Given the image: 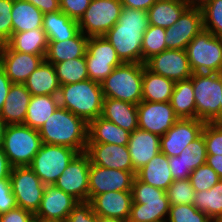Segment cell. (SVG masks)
Masks as SVG:
<instances>
[{
	"label": "cell",
	"mask_w": 222,
	"mask_h": 222,
	"mask_svg": "<svg viewBox=\"0 0 222 222\" xmlns=\"http://www.w3.org/2000/svg\"><path fill=\"white\" fill-rule=\"evenodd\" d=\"M148 25L146 11L123 6L118 22L103 36L123 63L143 64L142 39Z\"/></svg>",
	"instance_id": "1"
},
{
	"label": "cell",
	"mask_w": 222,
	"mask_h": 222,
	"mask_svg": "<svg viewBox=\"0 0 222 222\" xmlns=\"http://www.w3.org/2000/svg\"><path fill=\"white\" fill-rule=\"evenodd\" d=\"M39 134L42 143L67 146L83 153L88 143V123L59 106L39 129Z\"/></svg>",
	"instance_id": "2"
},
{
	"label": "cell",
	"mask_w": 222,
	"mask_h": 222,
	"mask_svg": "<svg viewBox=\"0 0 222 222\" xmlns=\"http://www.w3.org/2000/svg\"><path fill=\"white\" fill-rule=\"evenodd\" d=\"M58 100L60 107L66 108L89 123L101 116L104 95L101 83L86 79L61 85Z\"/></svg>",
	"instance_id": "3"
},
{
	"label": "cell",
	"mask_w": 222,
	"mask_h": 222,
	"mask_svg": "<svg viewBox=\"0 0 222 222\" xmlns=\"http://www.w3.org/2000/svg\"><path fill=\"white\" fill-rule=\"evenodd\" d=\"M131 193L133 203L129 219L138 222H166L170 208L166 191L145 184L135 177Z\"/></svg>",
	"instance_id": "4"
},
{
	"label": "cell",
	"mask_w": 222,
	"mask_h": 222,
	"mask_svg": "<svg viewBox=\"0 0 222 222\" xmlns=\"http://www.w3.org/2000/svg\"><path fill=\"white\" fill-rule=\"evenodd\" d=\"M143 64L123 63L101 82L103 95L138 105L142 101Z\"/></svg>",
	"instance_id": "5"
},
{
	"label": "cell",
	"mask_w": 222,
	"mask_h": 222,
	"mask_svg": "<svg viewBox=\"0 0 222 222\" xmlns=\"http://www.w3.org/2000/svg\"><path fill=\"white\" fill-rule=\"evenodd\" d=\"M41 145L39 130L24 124L6 125L2 148L12 167L29 166Z\"/></svg>",
	"instance_id": "6"
},
{
	"label": "cell",
	"mask_w": 222,
	"mask_h": 222,
	"mask_svg": "<svg viewBox=\"0 0 222 222\" xmlns=\"http://www.w3.org/2000/svg\"><path fill=\"white\" fill-rule=\"evenodd\" d=\"M193 93L196 103V119L204 122H220L222 72L193 73Z\"/></svg>",
	"instance_id": "7"
},
{
	"label": "cell",
	"mask_w": 222,
	"mask_h": 222,
	"mask_svg": "<svg viewBox=\"0 0 222 222\" xmlns=\"http://www.w3.org/2000/svg\"><path fill=\"white\" fill-rule=\"evenodd\" d=\"M185 50L193 73L222 72V38L203 29Z\"/></svg>",
	"instance_id": "8"
},
{
	"label": "cell",
	"mask_w": 222,
	"mask_h": 222,
	"mask_svg": "<svg viewBox=\"0 0 222 222\" xmlns=\"http://www.w3.org/2000/svg\"><path fill=\"white\" fill-rule=\"evenodd\" d=\"M77 154L75 149L67 146L42 143L29 167L44 185H52Z\"/></svg>",
	"instance_id": "9"
},
{
	"label": "cell",
	"mask_w": 222,
	"mask_h": 222,
	"mask_svg": "<svg viewBox=\"0 0 222 222\" xmlns=\"http://www.w3.org/2000/svg\"><path fill=\"white\" fill-rule=\"evenodd\" d=\"M9 178L17 206L35 215L45 190L41 179L29 166L12 167Z\"/></svg>",
	"instance_id": "10"
},
{
	"label": "cell",
	"mask_w": 222,
	"mask_h": 222,
	"mask_svg": "<svg viewBox=\"0 0 222 222\" xmlns=\"http://www.w3.org/2000/svg\"><path fill=\"white\" fill-rule=\"evenodd\" d=\"M122 9L119 0H91L78 21L80 31L88 37L103 36L118 22Z\"/></svg>",
	"instance_id": "11"
},
{
	"label": "cell",
	"mask_w": 222,
	"mask_h": 222,
	"mask_svg": "<svg viewBox=\"0 0 222 222\" xmlns=\"http://www.w3.org/2000/svg\"><path fill=\"white\" fill-rule=\"evenodd\" d=\"M85 60L89 79L98 83H101L115 67L123 64L104 36L88 38Z\"/></svg>",
	"instance_id": "12"
},
{
	"label": "cell",
	"mask_w": 222,
	"mask_h": 222,
	"mask_svg": "<svg viewBox=\"0 0 222 222\" xmlns=\"http://www.w3.org/2000/svg\"><path fill=\"white\" fill-rule=\"evenodd\" d=\"M136 173V171H123L91 164L88 178V202L101 193L131 191Z\"/></svg>",
	"instance_id": "13"
},
{
	"label": "cell",
	"mask_w": 222,
	"mask_h": 222,
	"mask_svg": "<svg viewBox=\"0 0 222 222\" xmlns=\"http://www.w3.org/2000/svg\"><path fill=\"white\" fill-rule=\"evenodd\" d=\"M90 159L88 155L78 153L68 164L54 185L72 195L79 202L88 201Z\"/></svg>",
	"instance_id": "14"
},
{
	"label": "cell",
	"mask_w": 222,
	"mask_h": 222,
	"mask_svg": "<svg viewBox=\"0 0 222 222\" xmlns=\"http://www.w3.org/2000/svg\"><path fill=\"white\" fill-rule=\"evenodd\" d=\"M206 122L196 118H181L160 136V152L168 157L179 156L193 140L198 138Z\"/></svg>",
	"instance_id": "15"
},
{
	"label": "cell",
	"mask_w": 222,
	"mask_h": 222,
	"mask_svg": "<svg viewBox=\"0 0 222 222\" xmlns=\"http://www.w3.org/2000/svg\"><path fill=\"white\" fill-rule=\"evenodd\" d=\"M144 64L151 72L174 82L189 79L193 75L186 50L166 49L149 58Z\"/></svg>",
	"instance_id": "16"
},
{
	"label": "cell",
	"mask_w": 222,
	"mask_h": 222,
	"mask_svg": "<svg viewBox=\"0 0 222 222\" xmlns=\"http://www.w3.org/2000/svg\"><path fill=\"white\" fill-rule=\"evenodd\" d=\"M138 128L163 136L179 119L170 102L141 101L137 105Z\"/></svg>",
	"instance_id": "17"
},
{
	"label": "cell",
	"mask_w": 222,
	"mask_h": 222,
	"mask_svg": "<svg viewBox=\"0 0 222 222\" xmlns=\"http://www.w3.org/2000/svg\"><path fill=\"white\" fill-rule=\"evenodd\" d=\"M44 60L45 55L18 52L7 44L0 45V66L11 83L24 84Z\"/></svg>",
	"instance_id": "18"
},
{
	"label": "cell",
	"mask_w": 222,
	"mask_h": 222,
	"mask_svg": "<svg viewBox=\"0 0 222 222\" xmlns=\"http://www.w3.org/2000/svg\"><path fill=\"white\" fill-rule=\"evenodd\" d=\"M203 29L201 9L187 8L172 27L165 29L167 49L185 50L189 42Z\"/></svg>",
	"instance_id": "19"
},
{
	"label": "cell",
	"mask_w": 222,
	"mask_h": 222,
	"mask_svg": "<svg viewBox=\"0 0 222 222\" xmlns=\"http://www.w3.org/2000/svg\"><path fill=\"white\" fill-rule=\"evenodd\" d=\"M78 200L65 193L54 184L45 185L40 207L35 214V220L65 221Z\"/></svg>",
	"instance_id": "20"
},
{
	"label": "cell",
	"mask_w": 222,
	"mask_h": 222,
	"mask_svg": "<svg viewBox=\"0 0 222 222\" xmlns=\"http://www.w3.org/2000/svg\"><path fill=\"white\" fill-rule=\"evenodd\" d=\"M85 153L91 164L104 168L135 171L127 145L87 143Z\"/></svg>",
	"instance_id": "21"
},
{
	"label": "cell",
	"mask_w": 222,
	"mask_h": 222,
	"mask_svg": "<svg viewBox=\"0 0 222 222\" xmlns=\"http://www.w3.org/2000/svg\"><path fill=\"white\" fill-rule=\"evenodd\" d=\"M207 151L204 136L193 140L179 156L168 157L170 171L174 180L189 179L190 174L199 166L206 164Z\"/></svg>",
	"instance_id": "22"
},
{
	"label": "cell",
	"mask_w": 222,
	"mask_h": 222,
	"mask_svg": "<svg viewBox=\"0 0 222 222\" xmlns=\"http://www.w3.org/2000/svg\"><path fill=\"white\" fill-rule=\"evenodd\" d=\"M127 146L137 172L160 152V136L137 128L130 133Z\"/></svg>",
	"instance_id": "23"
},
{
	"label": "cell",
	"mask_w": 222,
	"mask_h": 222,
	"mask_svg": "<svg viewBox=\"0 0 222 222\" xmlns=\"http://www.w3.org/2000/svg\"><path fill=\"white\" fill-rule=\"evenodd\" d=\"M90 203L96 215L126 220L132 207L131 191H111L96 195Z\"/></svg>",
	"instance_id": "24"
},
{
	"label": "cell",
	"mask_w": 222,
	"mask_h": 222,
	"mask_svg": "<svg viewBox=\"0 0 222 222\" xmlns=\"http://www.w3.org/2000/svg\"><path fill=\"white\" fill-rule=\"evenodd\" d=\"M31 97L25 84L12 83L0 113V119L6 125L23 124Z\"/></svg>",
	"instance_id": "25"
},
{
	"label": "cell",
	"mask_w": 222,
	"mask_h": 222,
	"mask_svg": "<svg viewBox=\"0 0 222 222\" xmlns=\"http://www.w3.org/2000/svg\"><path fill=\"white\" fill-rule=\"evenodd\" d=\"M101 117L133 132L138 128L137 105L104 97Z\"/></svg>",
	"instance_id": "26"
},
{
	"label": "cell",
	"mask_w": 222,
	"mask_h": 222,
	"mask_svg": "<svg viewBox=\"0 0 222 222\" xmlns=\"http://www.w3.org/2000/svg\"><path fill=\"white\" fill-rule=\"evenodd\" d=\"M136 177L145 184L166 191L174 181L169 167L168 156L159 152L137 171Z\"/></svg>",
	"instance_id": "27"
},
{
	"label": "cell",
	"mask_w": 222,
	"mask_h": 222,
	"mask_svg": "<svg viewBox=\"0 0 222 222\" xmlns=\"http://www.w3.org/2000/svg\"><path fill=\"white\" fill-rule=\"evenodd\" d=\"M88 36L81 31L73 38L64 41H48L45 61L56 64L69 59L84 57Z\"/></svg>",
	"instance_id": "28"
},
{
	"label": "cell",
	"mask_w": 222,
	"mask_h": 222,
	"mask_svg": "<svg viewBox=\"0 0 222 222\" xmlns=\"http://www.w3.org/2000/svg\"><path fill=\"white\" fill-rule=\"evenodd\" d=\"M130 133L101 116L88 123V143L128 145Z\"/></svg>",
	"instance_id": "29"
},
{
	"label": "cell",
	"mask_w": 222,
	"mask_h": 222,
	"mask_svg": "<svg viewBox=\"0 0 222 222\" xmlns=\"http://www.w3.org/2000/svg\"><path fill=\"white\" fill-rule=\"evenodd\" d=\"M42 29L48 41H64L75 37L80 32L78 21L61 10L44 14Z\"/></svg>",
	"instance_id": "30"
},
{
	"label": "cell",
	"mask_w": 222,
	"mask_h": 222,
	"mask_svg": "<svg viewBox=\"0 0 222 222\" xmlns=\"http://www.w3.org/2000/svg\"><path fill=\"white\" fill-rule=\"evenodd\" d=\"M32 96L58 95L60 84L53 64L43 61L24 83Z\"/></svg>",
	"instance_id": "31"
},
{
	"label": "cell",
	"mask_w": 222,
	"mask_h": 222,
	"mask_svg": "<svg viewBox=\"0 0 222 222\" xmlns=\"http://www.w3.org/2000/svg\"><path fill=\"white\" fill-rule=\"evenodd\" d=\"M175 82L157 75L143 64L142 101L170 102Z\"/></svg>",
	"instance_id": "32"
},
{
	"label": "cell",
	"mask_w": 222,
	"mask_h": 222,
	"mask_svg": "<svg viewBox=\"0 0 222 222\" xmlns=\"http://www.w3.org/2000/svg\"><path fill=\"white\" fill-rule=\"evenodd\" d=\"M188 7L181 0H157L147 11L149 25L170 28Z\"/></svg>",
	"instance_id": "33"
},
{
	"label": "cell",
	"mask_w": 222,
	"mask_h": 222,
	"mask_svg": "<svg viewBox=\"0 0 222 222\" xmlns=\"http://www.w3.org/2000/svg\"><path fill=\"white\" fill-rule=\"evenodd\" d=\"M59 106L58 95L32 96L23 124L39 130Z\"/></svg>",
	"instance_id": "34"
},
{
	"label": "cell",
	"mask_w": 222,
	"mask_h": 222,
	"mask_svg": "<svg viewBox=\"0 0 222 222\" xmlns=\"http://www.w3.org/2000/svg\"><path fill=\"white\" fill-rule=\"evenodd\" d=\"M6 44L14 51L46 55L48 38L42 28H35L29 31L13 33Z\"/></svg>",
	"instance_id": "35"
},
{
	"label": "cell",
	"mask_w": 222,
	"mask_h": 222,
	"mask_svg": "<svg viewBox=\"0 0 222 222\" xmlns=\"http://www.w3.org/2000/svg\"><path fill=\"white\" fill-rule=\"evenodd\" d=\"M170 105L179 119L196 118V103L191 78L175 82Z\"/></svg>",
	"instance_id": "36"
},
{
	"label": "cell",
	"mask_w": 222,
	"mask_h": 222,
	"mask_svg": "<svg viewBox=\"0 0 222 222\" xmlns=\"http://www.w3.org/2000/svg\"><path fill=\"white\" fill-rule=\"evenodd\" d=\"M11 16L13 33L42 28L44 14L30 2L14 0Z\"/></svg>",
	"instance_id": "37"
},
{
	"label": "cell",
	"mask_w": 222,
	"mask_h": 222,
	"mask_svg": "<svg viewBox=\"0 0 222 222\" xmlns=\"http://www.w3.org/2000/svg\"><path fill=\"white\" fill-rule=\"evenodd\" d=\"M192 204L215 222L222 215V179L210 190L195 192Z\"/></svg>",
	"instance_id": "38"
},
{
	"label": "cell",
	"mask_w": 222,
	"mask_h": 222,
	"mask_svg": "<svg viewBox=\"0 0 222 222\" xmlns=\"http://www.w3.org/2000/svg\"><path fill=\"white\" fill-rule=\"evenodd\" d=\"M53 66L60 86L89 79L85 56L62 61Z\"/></svg>",
	"instance_id": "39"
},
{
	"label": "cell",
	"mask_w": 222,
	"mask_h": 222,
	"mask_svg": "<svg viewBox=\"0 0 222 222\" xmlns=\"http://www.w3.org/2000/svg\"><path fill=\"white\" fill-rule=\"evenodd\" d=\"M166 49L165 28L148 25L142 39L143 64Z\"/></svg>",
	"instance_id": "40"
},
{
	"label": "cell",
	"mask_w": 222,
	"mask_h": 222,
	"mask_svg": "<svg viewBox=\"0 0 222 222\" xmlns=\"http://www.w3.org/2000/svg\"><path fill=\"white\" fill-rule=\"evenodd\" d=\"M166 222H214L193 204L170 205Z\"/></svg>",
	"instance_id": "41"
},
{
	"label": "cell",
	"mask_w": 222,
	"mask_h": 222,
	"mask_svg": "<svg viewBox=\"0 0 222 222\" xmlns=\"http://www.w3.org/2000/svg\"><path fill=\"white\" fill-rule=\"evenodd\" d=\"M201 11L204 29L222 38V0H209Z\"/></svg>",
	"instance_id": "42"
},
{
	"label": "cell",
	"mask_w": 222,
	"mask_h": 222,
	"mask_svg": "<svg viewBox=\"0 0 222 222\" xmlns=\"http://www.w3.org/2000/svg\"><path fill=\"white\" fill-rule=\"evenodd\" d=\"M166 194L170 205L192 204L195 190L189 179L174 180L166 190Z\"/></svg>",
	"instance_id": "43"
},
{
	"label": "cell",
	"mask_w": 222,
	"mask_h": 222,
	"mask_svg": "<svg viewBox=\"0 0 222 222\" xmlns=\"http://www.w3.org/2000/svg\"><path fill=\"white\" fill-rule=\"evenodd\" d=\"M219 180L218 174L207 164L199 166L189 176L195 192L210 190Z\"/></svg>",
	"instance_id": "44"
},
{
	"label": "cell",
	"mask_w": 222,
	"mask_h": 222,
	"mask_svg": "<svg viewBox=\"0 0 222 222\" xmlns=\"http://www.w3.org/2000/svg\"><path fill=\"white\" fill-rule=\"evenodd\" d=\"M202 134L207 155H222V122H206Z\"/></svg>",
	"instance_id": "45"
},
{
	"label": "cell",
	"mask_w": 222,
	"mask_h": 222,
	"mask_svg": "<svg viewBox=\"0 0 222 222\" xmlns=\"http://www.w3.org/2000/svg\"><path fill=\"white\" fill-rule=\"evenodd\" d=\"M14 0H0V45L6 44L12 34V16L11 11Z\"/></svg>",
	"instance_id": "46"
},
{
	"label": "cell",
	"mask_w": 222,
	"mask_h": 222,
	"mask_svg": "<svg viewBox=\"0 0 222 222\" xmlns=\"http://www.w3.org/2000/svg\"><path fill=\"white\" fill-rule=\"evenodd\" d=\"M64 222H97L90 202H78Z\"/></svg>",
	"instance_id": "47"
},
{
	"label": "cell",
	"mask_w": 222,
	"mask_h": 222,
	"mask_svg": "<svg viewBox=\"0 0 222 222\" xmlns=\"http://www.w3.org/2000/svg\"><path fill=\"white\" fill-rule=\"evenodd\" d=\"M60 10L77 21L84 15L91 0H59Z\"/></svg>",
	"instance_id": "48"
},
{
	"label": "cell",
	"mask_w": 222,
	"mask_h": 222,
	"mask_svg": "<svg viewBox=\"0 0 222 222\" xmlns=\"http://www.w3.org/2000/svg\"><path fill=\"white\" fill-rule=\"evenodd\" d=\"M17 207L16 198L11 189L10 179L0 180V215Z\"/></svg>",
	"instance_id": "49"
},
{
	"label": "cell",
	"mask_w": 222,
	"mask_h": 222,
	"mask_svg": "<svg viewBox=\"0 0 222 222\" xmlns=\"http://www.w3.org/2000/svg\"><path fill=\"white\" fill-rule=\"evenodd\" d=\"M35 215L23 208L17 207L0 215V222H34Z\"/></svg>",
	"instance_id": "50"
},
{
	"label": "cell",
	"mask_w": 222,
	"mask_h": 222,
	"mask_svg": "<svg viewBox=\"0 0 222 222\" xmlns=\"http://www.w3.org/2000/svg\"><path fill=\"white\" fill-rule=\"evenodd\" d=\"M30 2L38 8L43 14L51 13L60 10L59 0H23Z\"/></svg>",
	"instance_id": "51"
},
{
	"label": "cell",
	"mask_w": 222,
	"mask_h": 222,
	"mask_svg": "<svg viewBox=\"0 0 222 222\" xmlns=\"http://www.w3.org/2000/svg\"><path fill=\"white\" fill-rule=\"evenodd\" d=\"M12 83L10 79L7 77L5 71L0 66V113L2 111L4 102L8 96L9 89Z\"/></svg>",
	"instance_id": "52"
},
{
	"label": "cell",
	"mask_w": 222,
	"mask_h": 222,
	"mask_svg": "<svg viewBox=\"0 0 222 222\" xmlns=\"http://www.w3.org/2000/svg\"><path fill=\"white\" fill-rule=\"evenodd\" d=\"M123 6L148 11L157 0H119Z\"/></svg>",
	"instance_id": "53"
},
{
	"label": "cell",
	"mask_w": 222,
	"mask_h": 222,
	"mask_svg": "<svg viewBox=\"0 0 222 222\" xmlns=\"http://www.w3.org/2000/svg\"><path fill=\"white\" fill-rule=\"evenodd\" d=\"M12 166L10 165L7 156L5 155L2 146L0 147V180L10 179Z\"/></svg>",
	"instance_id": "54"
},
{
	"label": "cell",
	"mask_w": 222,
	"mask_h": 222,
	"mask_svg": "<svg viewBox=\"0 0 222 222\" xmlns=\"http://www.w3.org/2000/svg\"><path fill=\"white\" fill-rule=\"evenodd\" d=\"M206 164L222 179V155H207Z\"/></svg>",
	"instance_id": "55"
},
{
	"label": "cell",
	"mask_w": 222,
	"mask_h": 222,
	"mask_svg": "<svg viewBox=\"0 0 222 222\" xmlns=\"http://www.w3.org/2000/svg\"><path fill=\"white\" fill-rule=\"evenodd\" d=\"M188 8L202 9L209 0H181Z\"/></svg>",
	"instance_id": "56"
},
{
	"label": "cell",
	"mask_w": 222,
	"mask_h": 222,
	"mask_svg": "<svg viewBox=\"0 0 222 222\" xmlns=\"http://www.w3.org/2000/svg\"><path fill=\"white\" fill-rule=\"evenodd\" d=\"M97 222H125V220L116 217H106L97 215Z\"/></svg>",
	"instance_id": "57"
},
{
	"label": "cell",
	"mask_w": 222,
	"mask_h": 222,
	"mask_svg": "<svg viewBox=\"0 0 222 222\" xmlns=\"http://www.w3.org/2000/svg\"><path fill=\"white\" fill-rule=\"evenodd\" d=\"M5 128H6V124L0 119V147L3 145Z\"/></svg>",
	"instance_id": "58"
},
{
	"label": "cell",
	"mask_w": 222,
	"mask_h": 222,
	"mask_svg": "<svg viewBox=\"0 0 222 222\" xmlns=\"http://www.w3.org/2000/svg\"><path fill=\"white\" fill-rule=\"evenodd\" d=\"M35 222H63V221H52V220H35Z\"/></svg>",
	"instance_id": "59"
},
{
	"label": "cell",
	"mask_w": 222,
	"mask_h": 222,
	"mask_svg": "<svg viewBox=\"0 0 222 222\" xmlns=\"http://www.w3.org/2000/svg\"><path fill=\"white\" fill-rule=\"evenodd\" d=\"M220 122H222V102H220Z\"/></svg>",
	"instance_id": "60"
},
{
	"label": "cell",
	"mask_w": 222,
	"mask_h": 222,
	"mask_svg": "<svg viewBox=\"0 0 222 222\" xmlns=\"http://www.w3.org/2000/svg\"><path fill=\"white\" fill-rule=\"evenodd\" d=\"M215 222H222V215Z\"/></svg>",
	"instance_id": "61"
},
{
	"label": "cell",
	"mask_w": 222,
	"mask_h": 222,
	"mask_svg": "<svg viewBox=\"0 0 222 222\" xmlns=\"http://www.w3.org/2000/svg\"><path fill=\"white\" fill-rule=\"evenodd\" d=\"M125 222H138V221H133V220L128 218V219L125 220Z\"/></svg>",
	"instance_id": "62"
}]
</instances>
